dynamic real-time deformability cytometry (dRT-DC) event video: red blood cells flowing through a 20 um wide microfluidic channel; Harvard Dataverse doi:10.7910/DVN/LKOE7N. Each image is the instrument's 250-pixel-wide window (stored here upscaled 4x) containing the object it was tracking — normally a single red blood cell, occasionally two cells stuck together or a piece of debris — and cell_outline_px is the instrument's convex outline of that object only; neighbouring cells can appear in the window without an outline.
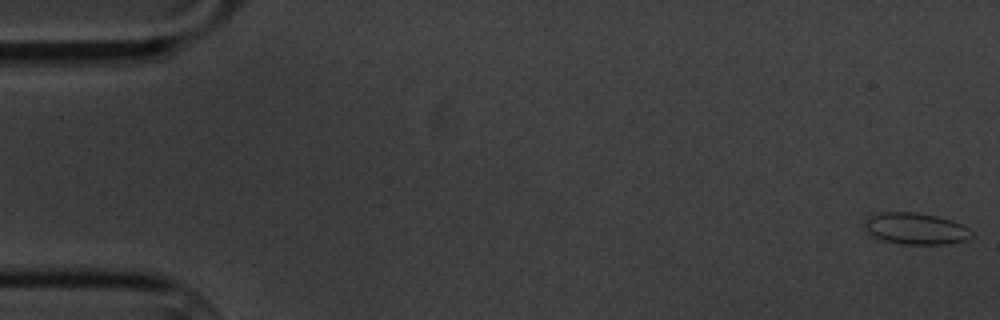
{"species": "common noctule bat (a hibernating species)", "species_latin": "Nyctalus noctula", "temperature_condition": "cold", "stored_images_in_passage": 18, "camera_frame_rate_fps": 3000, "um_per_image_px": 0.085, "animal": {"sex": "male", "body_mass_g": 20.1, "forearm_length_mm": 53.5}, "frame": {"image": 1, "passage_image": 1, "time_ms": 0.0, "image_size_px": [1000, 320], "cell_outline_px": [[972, 236], [964, 240], [948, 244], [904, 244], [884, 240], [868, 232], [864, 224], [872, 216], [880, 212], [916, 212], [936, 216], [952, 220], [968, 228], [972, 232]], "centroid_in_image_um": [77.88, 19.43], "position_along_channel_um": 7.1, "area_um2": 19.25}}
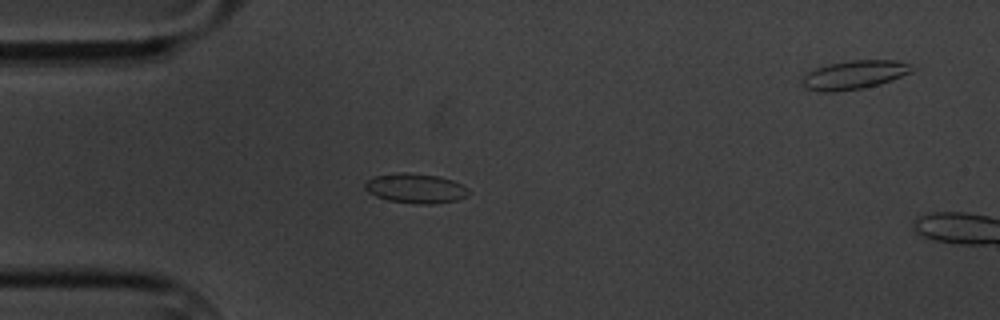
{"frame": {"image": 2, "passage_image": 16, "time_ms": 5.0, "image_size_px": [1000, 320], "cell_outline_px": [[472, 192], [456, 200], [432, 204], [416, 204], [388, 200], [376, 196], [368, 192], [364, 188], [364, 184], [372, 176], [396, 172], [408, 172], [440, 176], [452, 180], [468, 188]], "centroid_in_image_um": [35.3, 15.99], "position_along_channel_um": 49.7, "area_um2": 18.09}}